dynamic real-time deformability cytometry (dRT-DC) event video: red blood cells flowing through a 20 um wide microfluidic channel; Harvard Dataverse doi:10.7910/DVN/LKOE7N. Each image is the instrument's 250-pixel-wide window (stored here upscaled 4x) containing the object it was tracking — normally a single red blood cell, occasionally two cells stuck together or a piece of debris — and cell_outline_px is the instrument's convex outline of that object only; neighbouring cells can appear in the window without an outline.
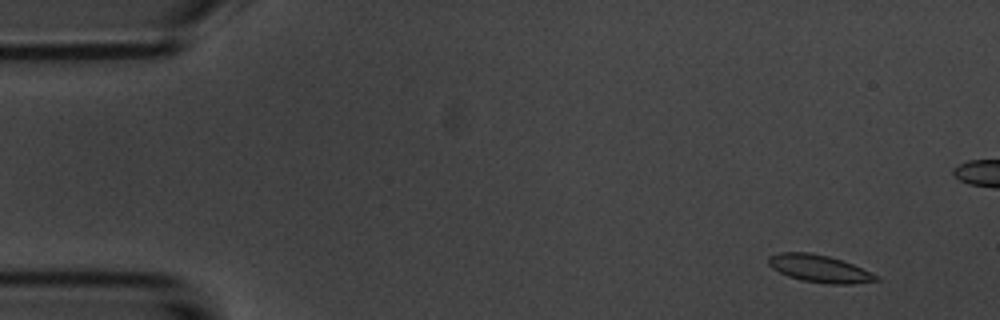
{"species": "common noctule bat (a hibernating species)", "species_latin": "Nyctalus noctula", "temperature_condition": "room temperature", "stored_images_in_passage": 6, "camera_frame_rate_fps": 3000, "um_per_image_px": 0.085, "animal": {"sex": "male", "body_mass_g": 20.1, "forearm_length_mm": 53.5}, "frame": {"image": 1, "passage_image": 2, "time_ms": 1.0, "image_size_px": [1000, 320], "cell_outline_px": [[880, 280], [852, 284], [828, 284], [800, 280], [788, 276], [772, 268], [768, 264], [768, 256], [780, 252], [808, 252], [828, 256], [852, 264], [880, 276]], "centroid_in_image_um": [69.64, 22.84], "position_along_channel_um": 15.4, "area_um2": 17.17}}